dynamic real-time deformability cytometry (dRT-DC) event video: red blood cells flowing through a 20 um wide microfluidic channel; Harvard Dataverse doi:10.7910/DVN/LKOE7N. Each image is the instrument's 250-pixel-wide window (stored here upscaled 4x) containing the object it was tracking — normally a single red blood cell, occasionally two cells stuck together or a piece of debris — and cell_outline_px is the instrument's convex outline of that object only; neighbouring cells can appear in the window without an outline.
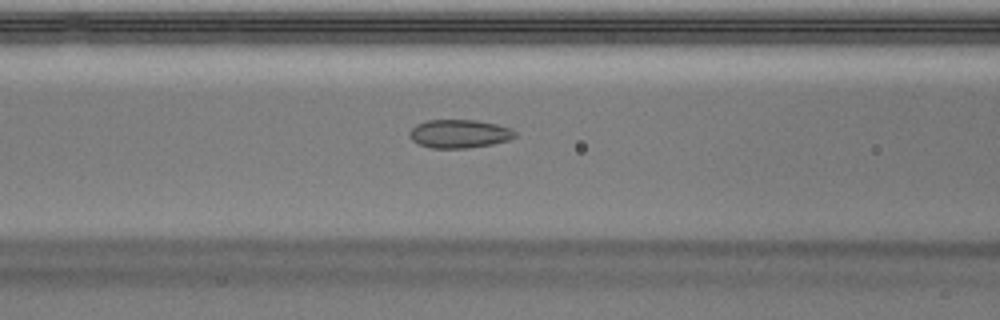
{"species": "Egyptian fruit bat (a non-hibernating species)", "species_latin": "Rousettus aegyptiacus", "temperature_condition": "warm", "stored_images_in_passage": 50, "camera_frame_rate_fps": 3000, "um_per_image_px": 0.085, "animal": {"sex": "male"}, "frame": {"image": 1, "passage_image": 21, "time_ms": 6.667, "image_size_px": [1000, 320], "cell_outline_px": [[516, 136], [508, 140], [492, 144], [468, 148], [432, 148], [420, 144], [412, 140], [408, 132], [416, 124], [428, 120], [476, 120], [496, 124], [512, 128], [516, 132]], "centroid_in_image_um": [39.05, 11.36], "position_along_channel_um": 127.5, "area_um2": 17.46}}
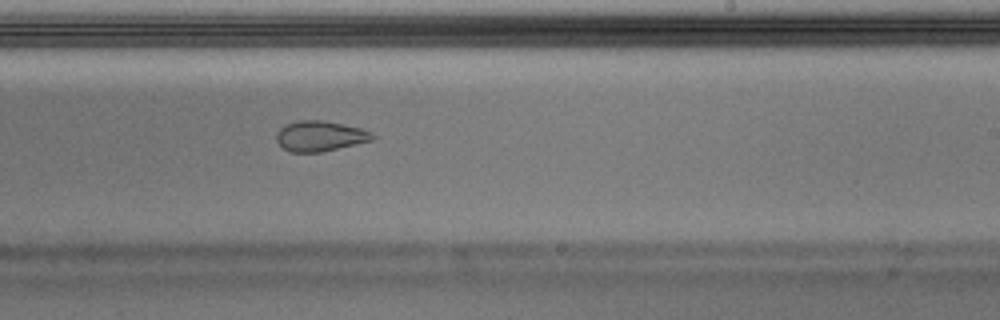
{"frame": {"image": 2, "passage_image": 31, "time_ms": 10.0, "image_size_px": [1000, 320], "cell_outline_px": [[376, 136], [372, 140], [320, 152], [292, 152], [284, 148], [276, 140], [276, 132], [284, 124], [300, 120], [324, 120], [360, 128], [372, 132]], "centroid_in_image_um": [27.18, 11.55], "position_along_channel_um": 261.8, "area_um2": 16.88}}
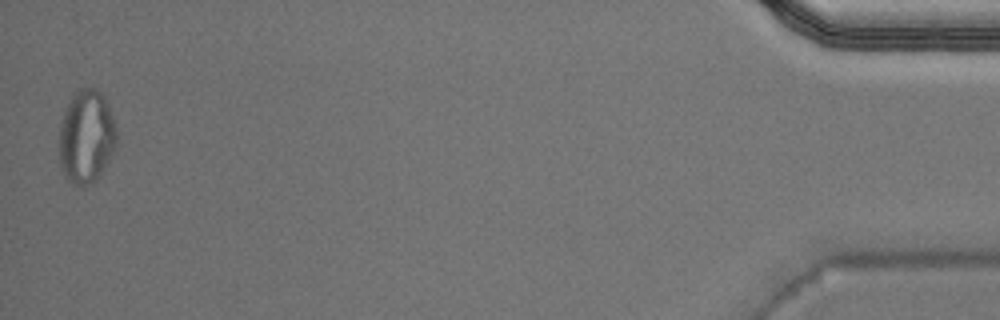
{"frame": {"image": 3, "passage_image": 50, "time_ms": 16.333, "image_size_px": [1000, 320], "cell_outline_px": [[116, 148], [112, 156], [100, 176], [96, 180], [84, 184], [72, 184], [64, 176], [60, 164], [60, 124], [64, 112], [72, 96], [80, 88], [96, 88], [104, 96], [112, 116], [116, 128]], "centroid_in_image_um": [7.35, 11.63], "position_along_channel_um": 427.8, "area_um2": 31.1}, "authors_computed_cell_mechanics": {"area_um2": 18.6405, "velocity_mm_per_s": 4.0316, "shape_relaxation_time_tau1_ms": null, "shape_relaxation_time_tau2_ms": 1.1069, "deformation_change_tau1": null, "deformation_change_tau2": 0.0588}}